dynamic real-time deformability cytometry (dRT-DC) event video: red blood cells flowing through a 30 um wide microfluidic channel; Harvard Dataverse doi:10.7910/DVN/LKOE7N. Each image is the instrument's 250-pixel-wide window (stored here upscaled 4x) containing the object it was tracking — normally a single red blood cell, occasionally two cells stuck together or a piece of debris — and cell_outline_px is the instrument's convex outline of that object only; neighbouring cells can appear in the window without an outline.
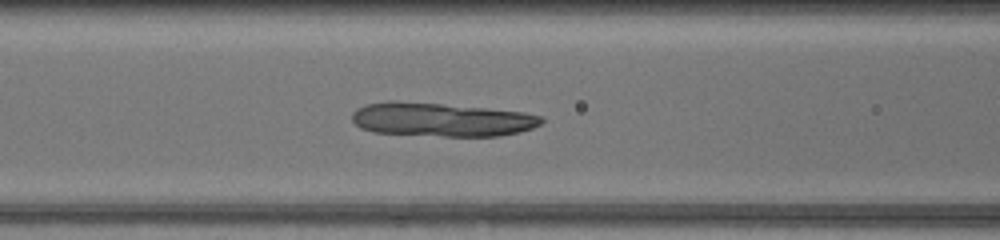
{"species": "common noctule bat (a hibernating species)", "species_latin": "Nyctalus noctula", "temperature_condition": "warm", "stored_images_in_passage": 49, "camera_frame_rate_fps": 3000, "um_per_image_px": 0.085, "animal": {"sex": "female", "body_mass_g": 17.0, "forearm_length_mm": 48.0}, "frame": {"image": 1, "passage_image": 21, "time_ms": 6.667, "image_size_px": [1000, 240], "cell_outline_px": [[544, 120], [540, 124], [532, 128], [520, 132], [500, 136], [444, 136], [372, 132], [360, 128], [352, 120], [352, 112], [356, 108], [368, 104], [388, 100], [392, 100], [440, 104], [484, 108], [524, 112], [544, 116]], "centroid_in_image_um": [37.51, 10.16], "position_along_channel_um": 129.1, "area_um2": 37.28}}
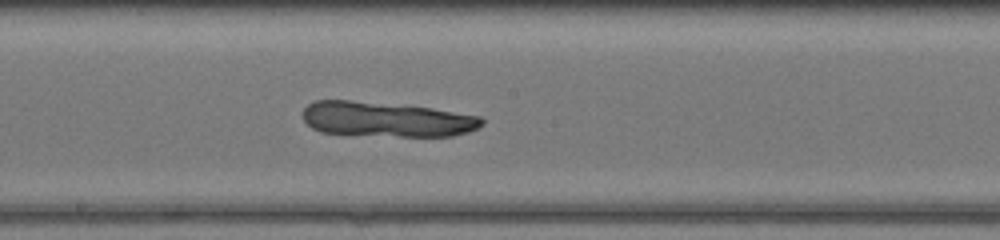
{"frame": {"image": 2, "passage_image": 27, "time_ms": 8.667, "image_size_px": [1000, 240], "cell_outline_px": [[484, 124], [468, 132], [452, 136], [400, 136], [320, 132], [312, 128], [304, 120], [304, 108], [308, 104], [316, 100], [348, 100], [432, 108], [480, 116], [484, 120]], "centroid_in_image_um": [32.86, 10.14], "position_along_channel_um": 215.3, "area_um2": 36.07}}
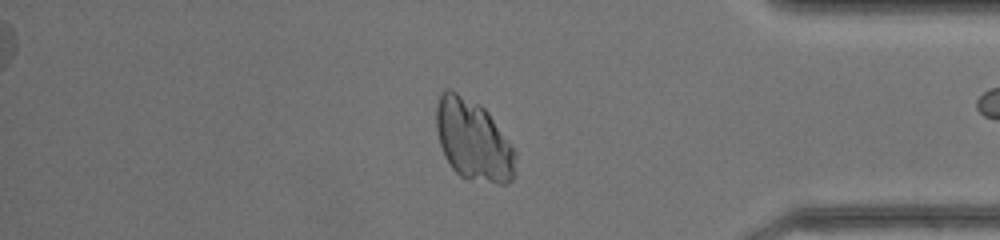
{"frame": {"image": 3, "passage_image": 41, "time_ms": 13.333, "image_size_px": [1000, 240], "cell_outline_px": [[516, 176], [508, 184], [496, 184], [468, 180], [460, 176], [452, 168], [444, 156], [440, 144], [436, 128], [436, 108], [440, 96], [448, 88], [480, 104], [488, 112], [516, 148]], "centroid_in_image_um": [40.28, 11.97], "position_along_channel_um": 394.9, "area_um2": 38.03}}